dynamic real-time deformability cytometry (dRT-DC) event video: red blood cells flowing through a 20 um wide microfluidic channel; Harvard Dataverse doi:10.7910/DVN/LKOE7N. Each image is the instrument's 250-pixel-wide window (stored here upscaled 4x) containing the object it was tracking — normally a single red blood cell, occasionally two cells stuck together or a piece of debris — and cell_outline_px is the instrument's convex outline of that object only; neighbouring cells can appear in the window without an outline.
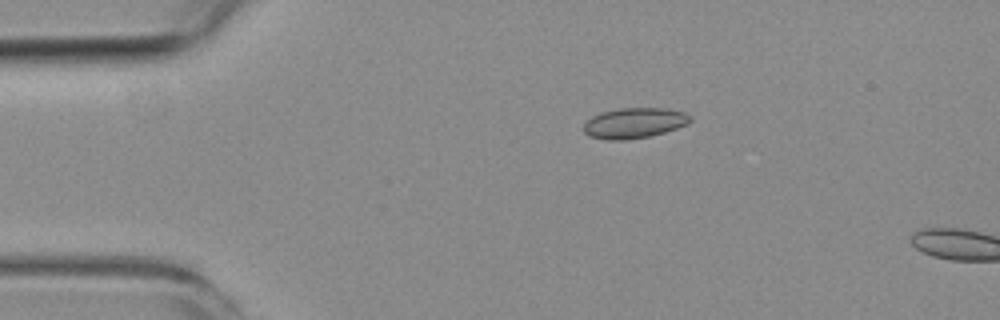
{"species": "common noctule bat (a hibernating species)", "species_latin": "Nyctalus noctula", "temperature_condition": "room temperature", "stored_images_in_passage": 5, "camera_frame_rate_fps": 3000, "um_per_image_px": 0.085, "animal": {"sex": "female", "body_mass_g": 19.3, "forearm_length_mm": 54.1}, "frame": {"image": 1, "passage_image": 3, "time_ms": 2.333, "image_size_px": [1000, 320], "cell_outline_px": [[692, 120], [688, 124], [664, 132], [648, 136], [624, 140], [608, 140], [588, 136], [584, 132], [584, 124], [592, 116], [600, 112], [620, 108], [664, 108], [684, 112], [692, 116]], "centroid_in_image_um": [53.91, 10.45], "position_along_channel_um": 31.1, "area_um2": 18.9}}